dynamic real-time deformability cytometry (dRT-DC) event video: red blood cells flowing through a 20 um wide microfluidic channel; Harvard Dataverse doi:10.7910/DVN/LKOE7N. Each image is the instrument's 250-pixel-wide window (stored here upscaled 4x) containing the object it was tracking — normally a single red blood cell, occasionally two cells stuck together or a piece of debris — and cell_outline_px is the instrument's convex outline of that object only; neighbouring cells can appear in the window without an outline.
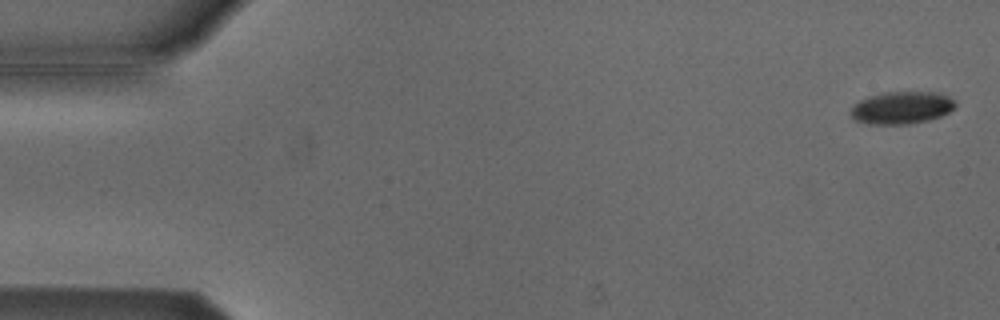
{"species": "Egyptian fruit bat (a non-hibernating species)", "species_latin": "Rousettus aegyptiacus", "temperature_condition": "cold", "stored_images_in_passage": 5, "camera_frame_rate_fps": 3000, "um_per_image_px": 0.085, "animal": {"sex": "male"}, "frame": {"image": 1, "passage_image": 1, "time_ms": 0.0, "image_size_px": [1000, 320], "cell_outline_px": [[956, 108], [940, 116], [928, 120], [908, 124], [868, 124], [856, 120], [848, 112], [852, 104], [868, 96], [884, 92], [940, 92], [948, 96], [956, 104]], "centroid_in_image_um": [76.61, 9.15], "position_along_channel_um": 8.4, "area_um2": 19.94}}
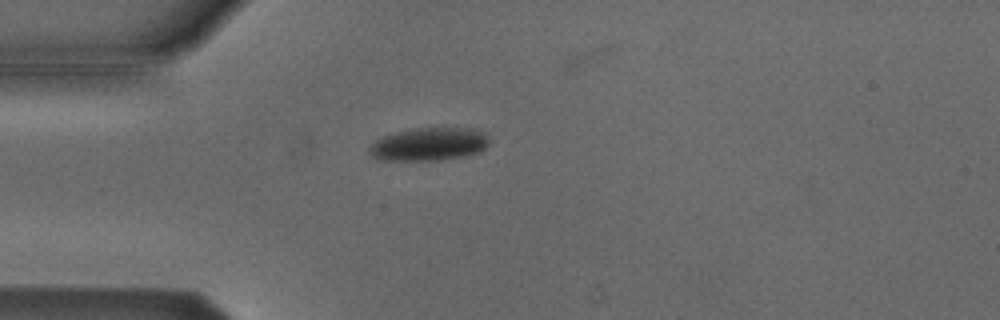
{"frame": {"image": 2, "passage_image": 4, "time_ms": 1.0, "image_size_px": [1000, 320], "cell_outline_px": [[488, 144], [480, 152], [464, 156], [440, 160], [376, 160], [368, 152], [368, 148], [380, 136], [396, 132], [416, 128], [472, 128], [484, 132], [488, 136]], "centroid_in_image_um": [36.44, 12.26], "position_along_channel_um": 48.6, "area_um2": 23.24}}